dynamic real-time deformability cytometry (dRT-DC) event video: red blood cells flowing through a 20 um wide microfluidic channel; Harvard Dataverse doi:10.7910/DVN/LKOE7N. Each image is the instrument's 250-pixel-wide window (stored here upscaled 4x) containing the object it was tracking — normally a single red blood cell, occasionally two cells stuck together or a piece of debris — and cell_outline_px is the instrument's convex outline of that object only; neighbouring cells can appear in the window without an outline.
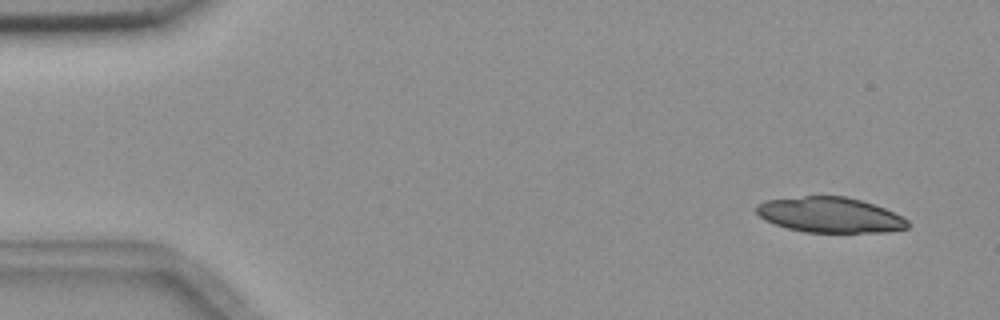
{"species": "common noctule bat (a hibernating species)", "species_latin": "Nyctalus noctula", "temperature_condition": "room temperature", "stored_images_in_passage": 4, "camera_frame_rate_fps": 3000, "um_per_image_px": 0.085, "animal": {"sex": "female", "body_mass_g": 18.4}, "frame": {"image": 1, "passage_image": 1, "time_ms": 0.0, "image_size_px": [1000, 320], "cell_outline_px": [[908, 228], [884, 232], [804, 232], [788, 228], [764, 220], [756, 212], [756, 204], [764, 200], [804, 196], [844, 196], [860, 200], [884, 208], [908, 220]], "centroid_in_image_um": [70.51, 18.26], "position_along_channel_um": 14.5, "area_um2": 30.98}}